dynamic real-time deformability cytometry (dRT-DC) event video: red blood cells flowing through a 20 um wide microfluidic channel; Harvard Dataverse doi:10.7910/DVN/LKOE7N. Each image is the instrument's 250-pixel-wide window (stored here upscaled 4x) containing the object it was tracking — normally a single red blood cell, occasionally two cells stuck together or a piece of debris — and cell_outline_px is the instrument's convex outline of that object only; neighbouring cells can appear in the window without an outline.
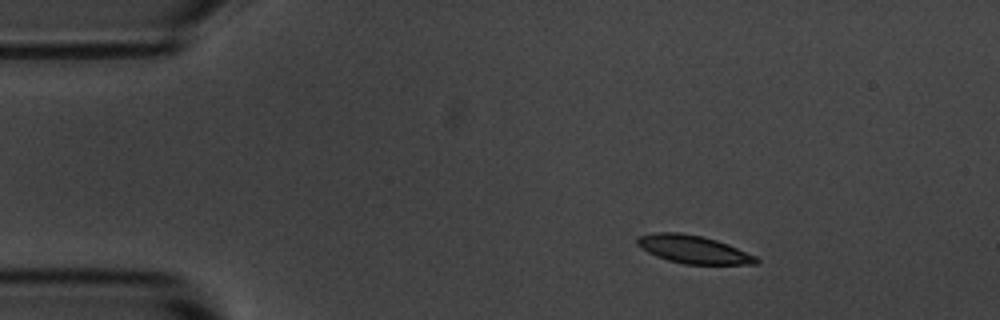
{"species": "common noctule bat (a hibernating species)", "species_latin": "Nyctalus noctula", "temperature_condition": "room temperature", "stored_images_in_passage": 3, "camera_frame_rate_fps": 3000, "um_per_image_px": 0.085, "animal": {"sex": "male", "body_mass_g": 20.1, "forearm_length_mm": 53.5}, "frame": {"image": 1, "passage_image": 1, "time_ms": 0.0, "image_size_px": [1000, 320], "cell_outline_px": [[760, 260], [756, 264], [684, 264], [668, 260], [656, 256], [640, 248], [636, 244], [636, 236], [656, 232], [680, 232], [704, 236], [728, 244], [756, 256]], "centroid_in_image_um": [58.9, 21.18], "position_along_channel_um": 26.1, "area_um2": 19.54}}